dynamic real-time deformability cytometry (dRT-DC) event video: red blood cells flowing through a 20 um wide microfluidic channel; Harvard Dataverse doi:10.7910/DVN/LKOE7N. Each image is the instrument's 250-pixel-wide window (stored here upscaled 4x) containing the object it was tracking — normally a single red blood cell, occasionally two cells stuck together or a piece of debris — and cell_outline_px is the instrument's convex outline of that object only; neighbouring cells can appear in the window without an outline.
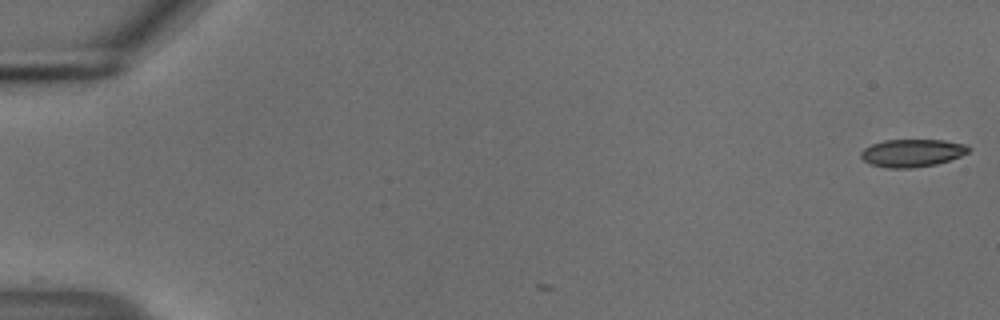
{"species": "common noctule bat (a hibernating species)", "species_latin": "Nyctalus noctula", "temperature_condition": "cold", "stored_images_in_passage": 2, "camera_frame_rate_fps": 3000, "um_per_image_px": 0.085, "animal": {"sex": "male", "body_mass_g": 18.8}, "frame": {"image": 1, "passage_image": 2, "time_ms": 0.333, "image_size_px": [1000, 320], "cell_outline_px": [[972, 148], [968, 152], [960, 156], [936, 164], [912, 168], [884, 168], [868, 164], [860, 156], [860, 152], [864, 148], [872, 144], [884, 140], [944, 140], [964, 144]], "centroid_in_image_um": [77.49, 13.01], "position_along_channel_um": 7.5, "area_um2": 17.46}}